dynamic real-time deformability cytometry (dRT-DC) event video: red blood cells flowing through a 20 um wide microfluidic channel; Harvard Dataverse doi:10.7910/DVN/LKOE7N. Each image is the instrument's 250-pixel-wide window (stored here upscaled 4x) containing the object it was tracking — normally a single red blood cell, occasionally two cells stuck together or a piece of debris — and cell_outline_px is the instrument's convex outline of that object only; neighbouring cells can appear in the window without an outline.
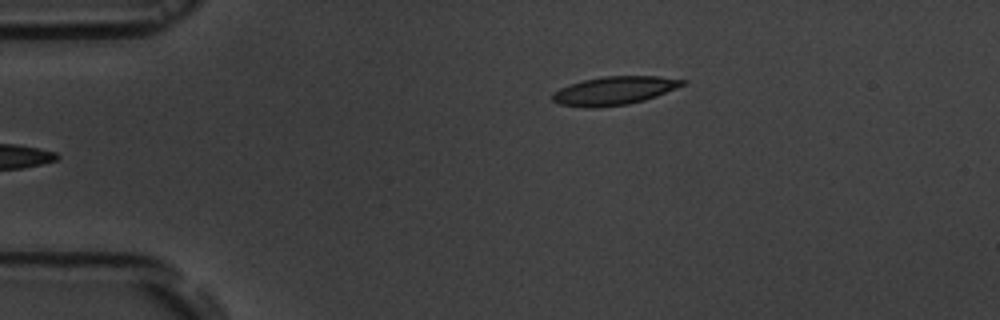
{"species": "common noctule bat (a hibernating species)", "species_latin": "Nyctalus noctula", "temperature_condition": "room temperature", "stored_images_in_passage": 3, "camera_frame_rate_fps": 3000, "um_per_image_px": 0.085, "animal": {"sex": "male", "body_mass_g": 19.5, "forearm_length_mm": 54.6}, "frame": {"image": 1, "passage_image": 3, "time_ms": 3.0, "image_size_px": [1000, 320], "cell_outline_px": [[688, 80], [684, 84], [676, 88], [656, 96], [644, 100], [628, 104], [596, 108], [588, 108], [560, 104], [552, 100], [552, 92], [560, 88], [584, 80], [604, 76], [660, 76]], "centroid_in_image_um": [52.22, 7.71], "position_along_channel_um": 32.8, "area_um2": 21.44}}